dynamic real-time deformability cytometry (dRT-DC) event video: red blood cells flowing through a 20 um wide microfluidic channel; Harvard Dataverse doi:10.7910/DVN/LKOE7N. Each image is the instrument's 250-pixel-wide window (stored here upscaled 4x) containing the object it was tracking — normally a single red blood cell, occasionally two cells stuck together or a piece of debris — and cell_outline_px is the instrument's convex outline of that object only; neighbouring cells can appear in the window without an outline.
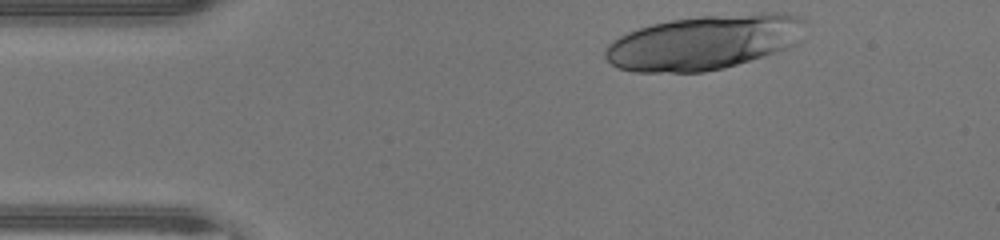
{"species": "human", "species_latin": "Homo sapiens", "temperature_condition": "warm", "stored_images_in_passage": 31, "camera_frame_rate_fps": 3000, "um_per_image_px": 0.085, "donor": {"sex": "male"}, "frame": {"image": 1, "passage_image": 1, "time_ms": 0.0, "image_size_px": [1000, 240], "cell_outline_px": [[804, 20], [800, 40], [796, 44], [788, 48], [776, 52], [724, 68], [704, 72], [632, 72], [616, 68], [604, 56], [604, 48], [612, 40], [628, 32], [652, 24], [672, 20], [700, 16], [760, 12], [784, 12], [800, 16]], "centroid_in_image_um": [59.85, 3.59], "position_along_channel_um": 25.1, "area_um2": 63.98}}